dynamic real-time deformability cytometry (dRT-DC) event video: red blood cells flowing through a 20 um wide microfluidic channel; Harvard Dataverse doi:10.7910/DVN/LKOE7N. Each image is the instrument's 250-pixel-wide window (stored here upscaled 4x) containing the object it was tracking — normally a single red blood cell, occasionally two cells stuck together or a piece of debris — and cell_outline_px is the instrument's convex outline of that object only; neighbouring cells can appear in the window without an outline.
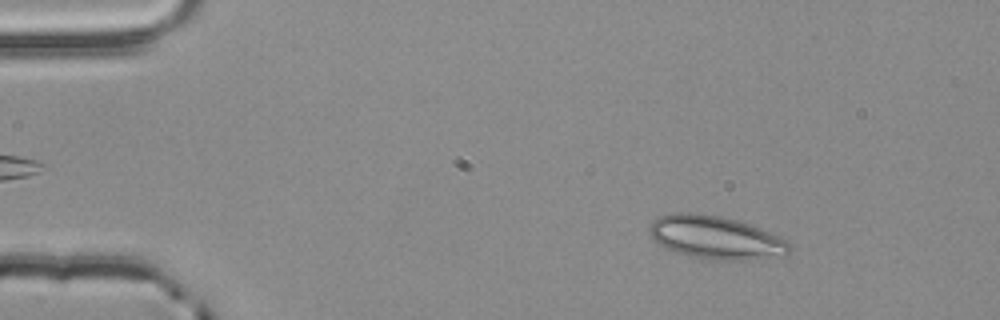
{"species": "common noctule bat (a hibernating species)", "species_latin": "Nyctalus noctula", "temperature_condition": "room temperature", "stored_images_in_passage": 3, "camera_frame_rate_fps": 3000, "um_per_image_px": 0.085, "animal": {"sex": "male", "body_mass_g": 20.4}, "frame": {"image": 1, "passage_image": 1, "time_ms": 0.0, "image_size_px": [1000, 320], "cell_outline_px": [[792, 248], [788, 256], [736, 260], [712, 260], [692, 256], [676, 252], [664, 248], [648, 232], [648, 228], [652, 220], [660, 216], [672, 212], [688, 212], [720, 216], [736, 220], [760, 228], [784, 240]], "centroid_in_image_um": [60.8, 20.19], "position_along_channel_um": 24.2, "area_um2": 35.03}}